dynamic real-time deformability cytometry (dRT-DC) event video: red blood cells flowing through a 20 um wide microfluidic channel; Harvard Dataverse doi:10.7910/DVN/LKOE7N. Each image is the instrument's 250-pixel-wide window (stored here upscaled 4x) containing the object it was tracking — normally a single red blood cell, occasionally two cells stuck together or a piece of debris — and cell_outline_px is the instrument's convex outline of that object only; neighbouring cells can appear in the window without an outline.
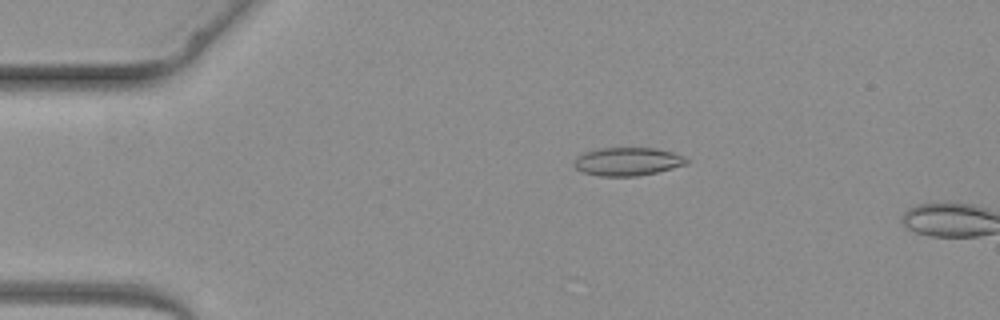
{"species": "common noctule bat (a hibernating species)", "species_latin": "Nyctalus noctula", "temperature_condition": "warm", "stored_images_in_passage": 4, "camera_frame_rate_fps": 3000, "um_per_image_px": 0.085, "animal": {"sex": "female", "body_mass_g": 19.3, "forearm_length_mm": 54.1}, "frame": {"image": 1, "passage_image": 3, "time_ms": 2.0, "image_size_px": [1000, 320], "cell_outline_px": [[688, 164], [656, 172], [636, 176], [600, 176], [580, 172], [572, 164], [576, 156], [584, 152], [600, 148], [656, 148], [672, 152], [684, 156], [688, 160]], "centroid_in_image_um": [53.3, 13.73], "position_along_channel_um": 31.7, "area_um2": 18.61}}